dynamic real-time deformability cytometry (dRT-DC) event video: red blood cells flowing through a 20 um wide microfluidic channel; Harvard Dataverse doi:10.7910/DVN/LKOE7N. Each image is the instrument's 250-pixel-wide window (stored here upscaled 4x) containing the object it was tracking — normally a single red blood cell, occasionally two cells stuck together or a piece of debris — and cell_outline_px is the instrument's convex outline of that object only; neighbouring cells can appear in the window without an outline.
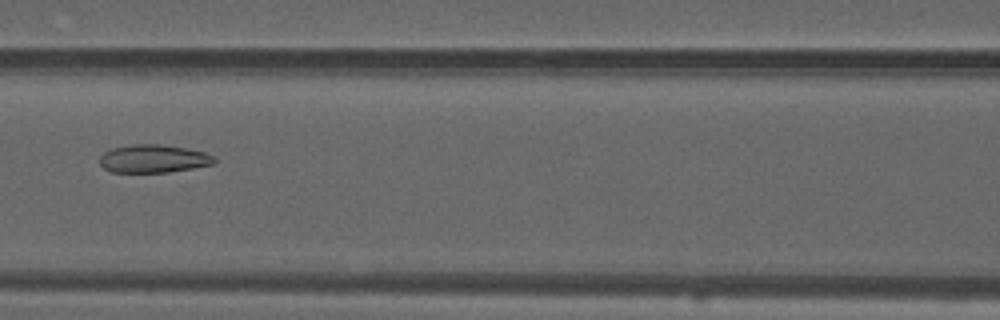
{"species": "common noctule bat (a hibernating species)", "species_latin": "Nyctalus noctula", "temperature_condition": "warm", "stored_images_in_passage": 52, "camera_frame_rate_fps": 3000, "um_per_image_px": 0.085, "animal": {"sex": "male", "forearm_length_mm": 52.5}, "frame": {"image": 1, "passage_image": 22, "time_ms": 7.0, "image_size_px": [1000, 320], "cell_outline_px": [[216, 164], [168, 172], [112, 172], [104, 168], [100, 164], [100, 156], [104, 152], [112, 148], [132, 144], [160, 144], [188, 148], [204, 152], [212, 156], [216, 160]], "centroid_in_image_um": [13.05, 13.48], "position_along_channel_um": 153.6, "area_um2": 18.79}}
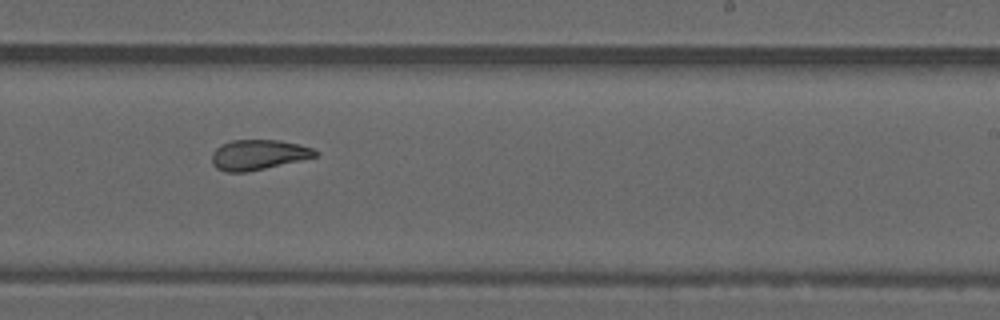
{"frame": {"image": 2, "passage_image": 31, "time_ms": 10.0, "image_size_px": [1000, 320], "cell_outline_px": [[320, 152], [316, 156], [300, 160], [248, 172], [224, 172], [216, 168], [212, 164], [212, 152], [220, 144], [232, 140], [280, 140], [300, 144], [312, 148]], "centroid_in_image_um": [21.93, 13.15], "position_along_channel_um": 267.1, "area_um2": 18.26}}
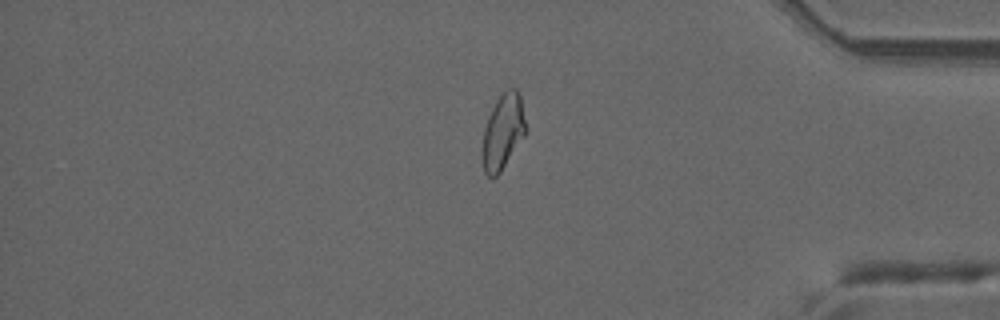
{"frame": {"image": 3, "passage_image": 43, "time_ms": 14.0, "image_size_px": [1000, 320], "cell_outline_px": [[524, 136], [500, 172], [492, 180], [484, 172], [480, 156], [480, 152], [484, 128], [488, 116], [496, 100], [508, 88], [516, 88], [520, 96], [524, 120]], "centroid_in_image_um": [42.68, 11.25], "position_along_channel_um": 392.5, "area_um2": 18.96}, "authors_computed_cell_mechanics": {"area_um2": 19.9988, "velocity_mm_per_s": 3.794, "shape_relaxation_time_tau1_ms": null, "shape_relaxation_time_tau2_ms": 2.3077, "deformation_change_tau1": null, "deformation_change_tau2": 0.0931}}